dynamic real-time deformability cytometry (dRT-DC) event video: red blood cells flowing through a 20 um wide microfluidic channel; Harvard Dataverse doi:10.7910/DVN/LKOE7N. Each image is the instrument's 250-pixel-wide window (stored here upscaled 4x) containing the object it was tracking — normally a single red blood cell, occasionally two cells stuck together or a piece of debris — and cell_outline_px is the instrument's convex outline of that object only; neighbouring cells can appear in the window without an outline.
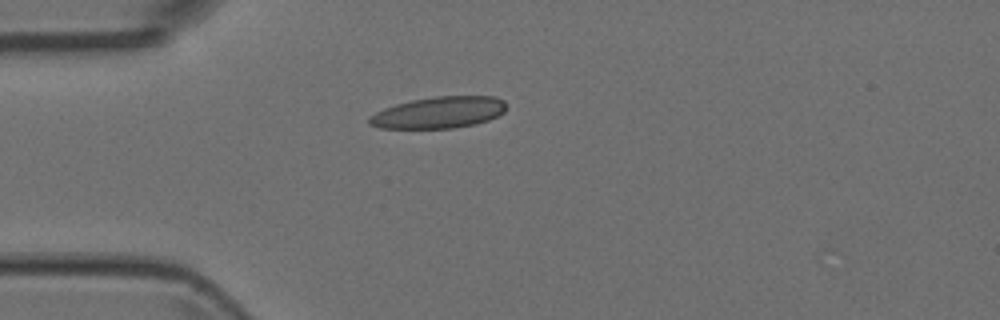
{"species": "Egyptian fruit bat (a non-hibernating species)", "species_latin": "Rousettus aegyptiacus", "temperature_condition": "room temperature", "stored_images_in_passage": 2, "camera_frame_rate_fps": 3000, "um_per_image_px": 0.085, "animal": {"sex": "female"}, "frame": {"image": 1, "passage_image": 1, "time_ms": 0.0, "image_size_px": [1000, 320], "cell_outline_px": [[504, 112], [488, 120], [476, 124], [452, 128], [380, 128], [368, 124], [368, 116], [384, 108], [396, 104], [412, 100], [436, 96], [496, 96], [504, 100]], "centroid_in_image_um": [37.28, 9.56], "position_along_channel_um": 47.7, "area_um2": 25.14}}